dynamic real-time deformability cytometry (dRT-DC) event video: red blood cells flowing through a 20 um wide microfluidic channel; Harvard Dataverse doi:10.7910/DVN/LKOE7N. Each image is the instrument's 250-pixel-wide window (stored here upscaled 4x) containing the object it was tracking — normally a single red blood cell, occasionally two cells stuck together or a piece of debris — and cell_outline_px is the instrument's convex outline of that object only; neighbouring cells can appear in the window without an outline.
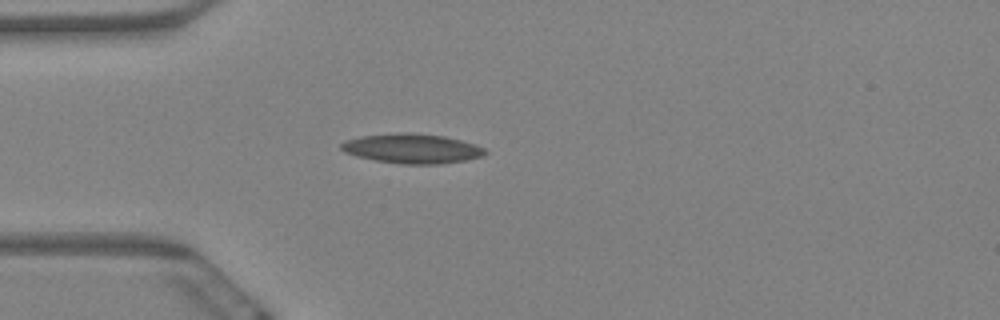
{"species": "Egyptian fruit bat (a non-hibernating species)", "species_latin": "Rousettus aegyptiacus", "temperature_condition": "warm", "stored_images_in_passage": 4, "camera_frame_rate_fps": 3000, "um_per_image_px": 0.085, "animal": {"sex": "female"}, "frame": {"image": 1, "passage_image": 4, "time_ms": 1.0, "image_size_px": [1000, 320], "cell_outline_px": [[488, 152], [484, 156], [464, 160], [440, 164], [400, 164], [376, 160], [356, 156], [344, 152], [340, 148], [340, 144], [344, 140], [360, 136], [400, 132], [408, 132], [444, 136], [476, 144], [484, 148]], "centroid_in_image_um": [35.01, 12.62], "position_along_channel_um": 50.0, "area_um2": 24.97}}